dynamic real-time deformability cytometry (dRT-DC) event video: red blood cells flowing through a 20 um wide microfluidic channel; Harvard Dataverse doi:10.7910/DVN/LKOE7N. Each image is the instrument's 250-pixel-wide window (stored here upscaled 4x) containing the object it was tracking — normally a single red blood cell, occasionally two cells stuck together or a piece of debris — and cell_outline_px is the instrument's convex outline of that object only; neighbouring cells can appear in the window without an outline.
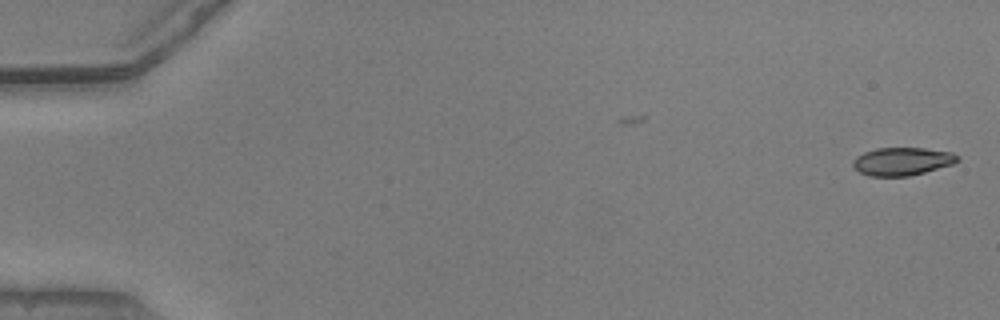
{"species": "common noctule bat (a hibernating species)", "species_latin": "Nyctalus noctula", "temperature_condition": "warm", "stored_images_in_passage": 9, "camera_frame_rate_fps": 3000, "um_per_image_px": 0.085, "animal": {"sex": "male", "body_mass_g": 20.5, "forearm_length_mm": 52.5}, "frame": {"image": 1, "passage_image": 1, "time_ms": 0.0, "image_size_px": [1000, 320], "cell_outline_px": [[960, 160], [952, 164], [924, 172], [908, 176], [868, 176], [860, 172], [852, 164], [852, 160], [856, 156], [864, 152], [876, 148], [924, 148], [952, 152], [960, 156]], "centroid_in_image_um": [76.68, 13.71], "position_along_channel_um": 8.3, "area_um2": 17.05}}